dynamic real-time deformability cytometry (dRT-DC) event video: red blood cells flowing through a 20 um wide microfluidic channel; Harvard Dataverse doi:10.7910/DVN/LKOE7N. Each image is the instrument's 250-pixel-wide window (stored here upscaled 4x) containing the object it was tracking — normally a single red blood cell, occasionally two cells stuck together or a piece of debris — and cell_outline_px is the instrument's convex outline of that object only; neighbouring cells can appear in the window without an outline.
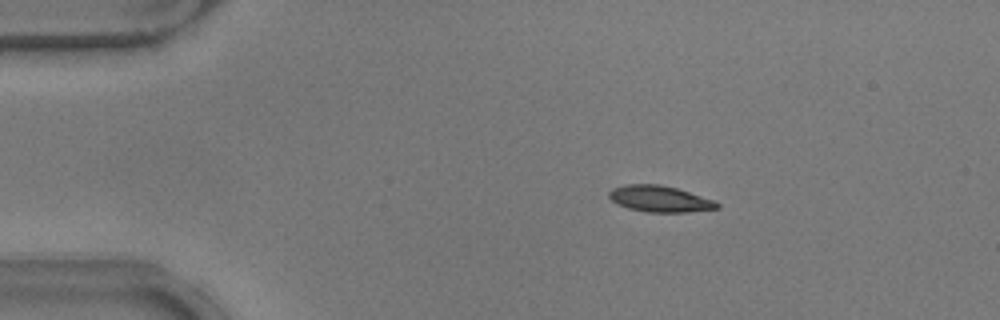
{"species": "common noctule bat (a hibernating species)", "species_latin": "Nyctalus noctula", "temperature_condition": "warm", "stored_images_in_passage": 15, "camera_frame_rate_fps": 3000, "um_per_image_px": 0.085, "animal": {"sex": "male", "body_mass_g": 17.9}, "frame": {"image": 1, "passage_image": 9, "time_ms": 2.667, "image_size_px": [1000, 320], "cell_outline_px": [[720, 208], [688, 212], [648, 212], [628, 208], [616, 204], [608, 196], [608, 192], [612, 188], [624, 184], [660, 184], [676, 188], [716, 200], [720, 204]], "centroid_in_image_um": [56.08, 16.9], "position_along_channel_um": 28.9, "area_um2": 16.7}}